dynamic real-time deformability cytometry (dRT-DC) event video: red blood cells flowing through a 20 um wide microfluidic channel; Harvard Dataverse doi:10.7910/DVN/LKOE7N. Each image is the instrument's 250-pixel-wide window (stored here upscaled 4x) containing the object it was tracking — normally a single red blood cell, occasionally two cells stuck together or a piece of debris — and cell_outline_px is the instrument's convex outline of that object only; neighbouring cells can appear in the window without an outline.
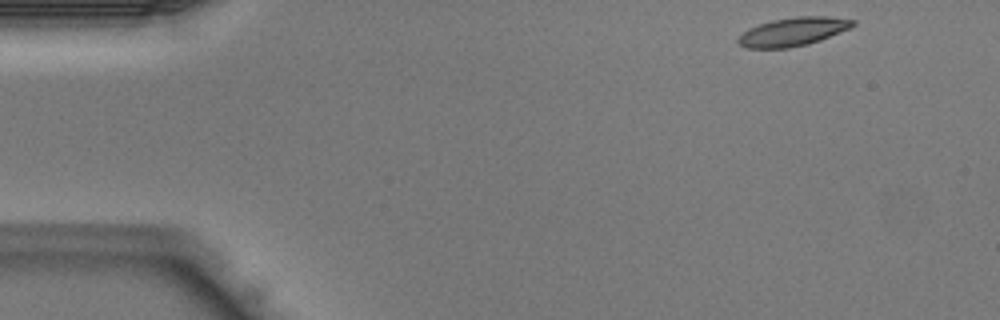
{"species": "Egyptian fruit bat (a non-hibernating species)", "species_latin": "Rousettus aegyptiacus", "temperature_condition": "warm", "stored_images_in_passage": 39, "camera_frame_rate_fps": 3000, "um_per_image_px": 0.085, "animal": {"sex": "male"}, "frame": {"image": 1, "passage_image": 1, "time_ms": 0.0, "image_size_px": [1000, 320], "cell_outline_px": [[856, 24], [848, 28], [820, 40], [808, 44], [788, 48], [748, 48], [740, 44], [736, 40], [748, 28], [772, 20], [800, 16], [828, 16], [856, 20]], "centroid_in_image_um": [67.41, 2.69], "position_along_channel_um": 17.6, "area_um2": 18.79}}
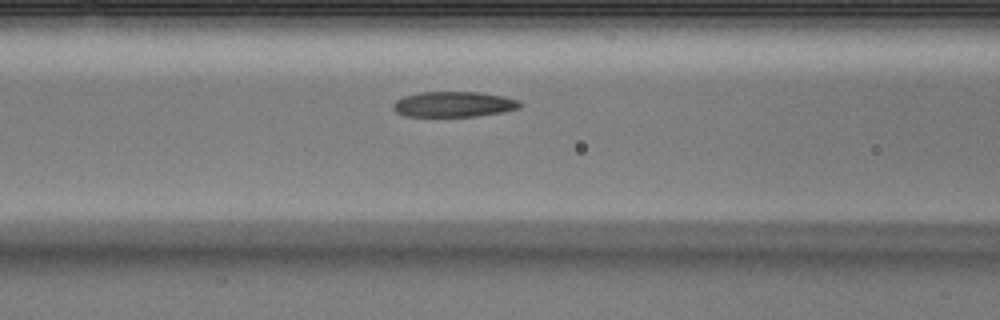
{"frame": {"image": 2, "passage_image": 14, "time_ms": 4.333, "image_size_px": [1000, 320], "cell_outline_px": [[524, 104], [520, 108], [500, 112], [476, 116], [404, 116], [396, 112], [392, 108], [392, 104], [396, 100], [404, 96], [420, 92], [480, 92], [504, 96], [520, 100]], "centroid_in_image_um": [38.58, 8.85], "position_along_channel_um": 128.0, "area_um2": 18.9}}
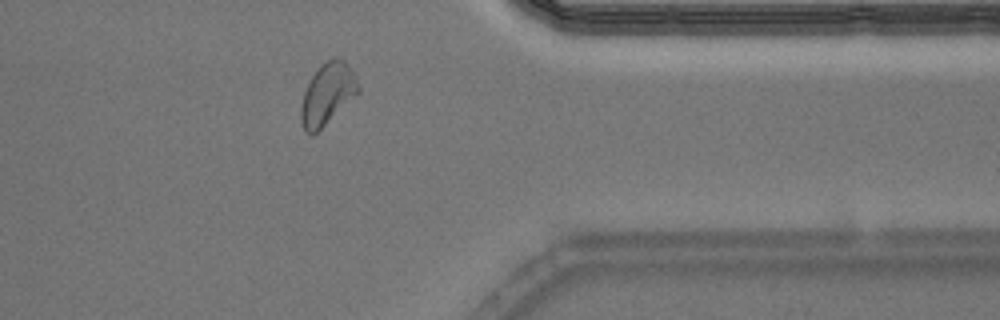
{"frame": {"image": 3, "passage_image": 31, "time_ms": 10.0, "image_size_px": [1000, 320], "cell_outline_px": [[360, 92], [312, 136], [304, 132], [300, 120], [300, 108], [304, 92], [308, 80], [332, 56], [344, 60], [348, 64], [360, 88]], "centroid_in_image_um": [27.81, 8.02], "position_along_channel_um": 383.6, "area_um2": 20.35}}